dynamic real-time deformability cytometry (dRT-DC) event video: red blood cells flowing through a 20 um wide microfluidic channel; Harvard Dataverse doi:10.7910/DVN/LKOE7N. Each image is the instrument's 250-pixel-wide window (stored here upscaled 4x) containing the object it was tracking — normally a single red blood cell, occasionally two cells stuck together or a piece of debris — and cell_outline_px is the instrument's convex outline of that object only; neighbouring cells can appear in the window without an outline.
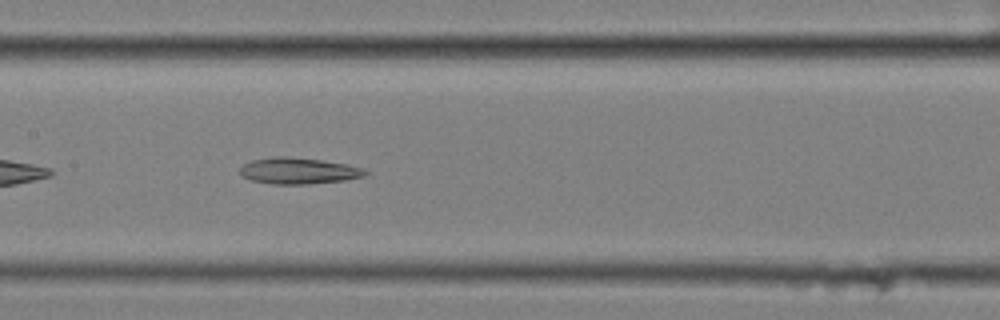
{"species": "common noctule bat (a hibernating species)", "species_latin": "Nyctalus noctula", "temperature_condition": "cold", "stored_images_in_passage": 41, "camera_frame_rate_fps": 3000, "um_per_image_px": 0.085, "animal": {"sex": "female", "body_mass_g": 25.1}, "frame": {"image": 1, "passage_image": 12, "time_ms": 3.667, "image_size_px": [1000, 320], "cell_outline_px": [[368, 176], [344, 180], [308, 184], [272, 184], [248, 180], [240, 176], [240, 168], [244, 164], [252, 160], [280, 156], [320, 160], [344, 164], [360, 168], [368, 172]], "centroid_in_image_um": [25.33, 14.54], "position_along_channel_um": 182.1, "area_um2": 19.02}}
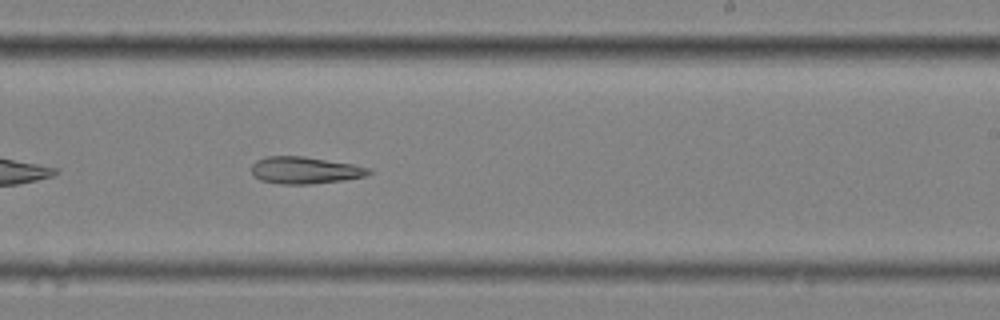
{"frame": {"image": 2, "passage_image": 19, "time_ms": 6.0, "image_size_px": [1000, 320], "cell_outline_px": [[372, 172], [364, 176], [344, 180], [312, 184], [280, 184], [260, 180], [252, 172], [252, 164], [256, 160], [264, 156], [304, 156], [352, 164], [372, 168]], "centroid_in_image_um": [25.92, 14.47], "position_along_channel_um": 263.1, "area_um2": 18.5}}
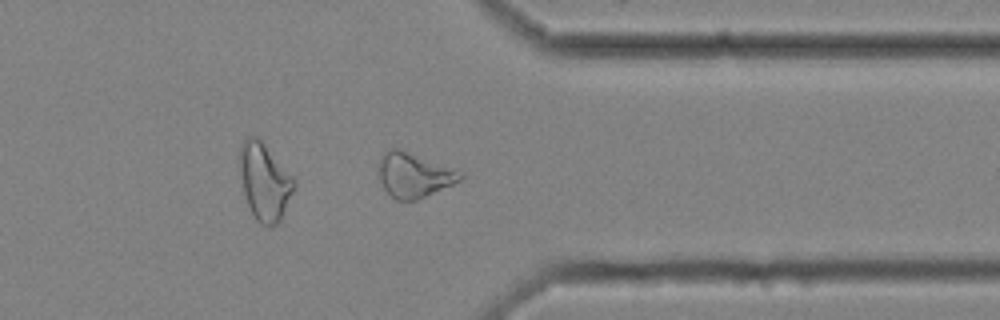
{"frame": {"image": 3, "passage_image": 29, "time_ms": 9.333, "image_size_px": [1000, 320], "cell_outline_px": [[464, 176], [460, 180], [452, 184], [416, 200], [396, 200], [384, 188], [376, 172], [376, 168], [380, 156], [384, 152], [392, 148], [400, 148], [464, 172]], "centroid_in_image_um": [35.14, 14.85], "position_along_channel_um": 376.3, "area_um2": 21.39}, "authors_computed_cell_mechanics": {"area_um2": 19.5942, "velocity_mm_per_s": 3.481, "shape_relaxation_time_tau1_ms": null, "shape_relaxation_time_tau2_ms": 6.6175, "deformation_change_tau1": null, "deformation_change_tau2": 0.1961}}